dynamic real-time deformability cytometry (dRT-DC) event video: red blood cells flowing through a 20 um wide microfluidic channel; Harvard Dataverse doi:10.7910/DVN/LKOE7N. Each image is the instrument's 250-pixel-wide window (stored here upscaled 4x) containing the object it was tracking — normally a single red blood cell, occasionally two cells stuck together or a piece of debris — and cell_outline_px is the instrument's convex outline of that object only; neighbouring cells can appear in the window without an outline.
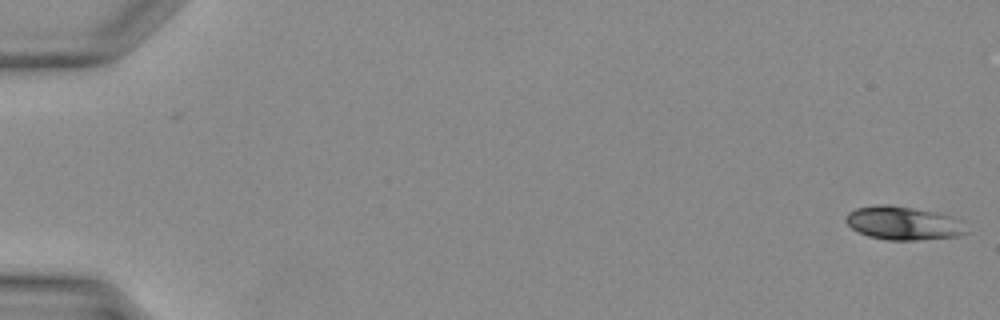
{"species": "Egyptian fruit bat (a non-hibernating species)", "species_latin": "Rousettus aegyptiacus", "temperature_condition": "warm", "stored_images_in_passage": 40, "camera_frame_rate_fps": 3000, "um_per_image_px": 0.085, "animal": {"sex": "female"}, "frame": {"image": 1, "passage_image": 1, "time_ms": 0.0, "image_size_px": [1000, 320], "cell_outline_px": [[968, 232], [956, 236], [916, 240], [888, 240], [868, 236], [852, 228], [844, 220], [848, 212], [856, 208], [876, 204], [888, 204], [936, 212], [952, 216], [960, 220]], "centroid_in_image_um": [76.75, 18.96], "position_along_channel_um": 8.2, "area_um2": 23.41}}
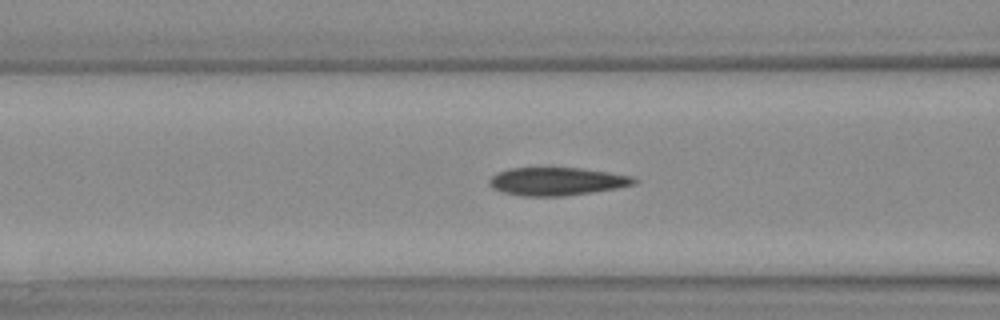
{"frame": {"image": 2, "passage_image": 17, "time_ms": 5.333, "image_size_px": [1000, 320], "cell_outline_px": [[640, 180], [636, 184], [616, 188], [592, 192], [564, 196], [524, 196], [504, 192], [492, 188], [488, 184], [488, 180], [496, 172], [508, 168], [580, 168], [608, 172], [632, 176]], "centroid_in_image_um": [47.33, 15.41], "position_along_channel_um": 119.3, "area_um2": 23.7}}
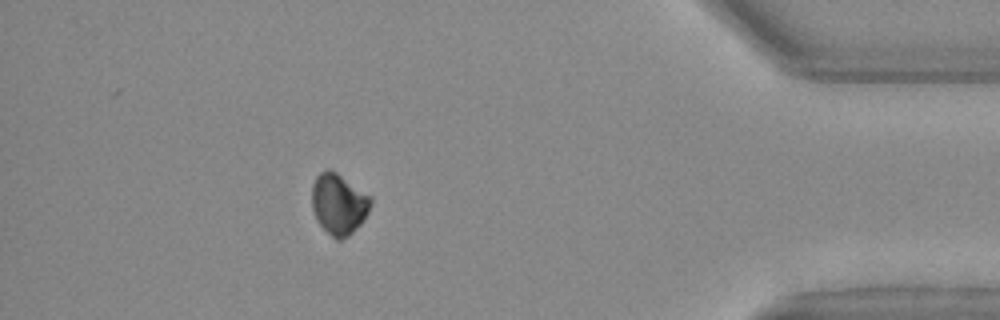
{"frame": {"image": 3, "passage_image": 36, "time_ms": 11.667, "image_size_px": [1000, 320], "cell_outline_px": [[372, 204], [364, 220], [348, 236], [340, 240], [336, 240], [316, 220], [312, 208], [312, 184], [316, 176], [324, 168], [328, 168], [336, 172], [372, 196]], "centroid_in_image_um": [28.79, 17.31], "position_along_channel_um": 406.4, "area_um2": 21.04}}